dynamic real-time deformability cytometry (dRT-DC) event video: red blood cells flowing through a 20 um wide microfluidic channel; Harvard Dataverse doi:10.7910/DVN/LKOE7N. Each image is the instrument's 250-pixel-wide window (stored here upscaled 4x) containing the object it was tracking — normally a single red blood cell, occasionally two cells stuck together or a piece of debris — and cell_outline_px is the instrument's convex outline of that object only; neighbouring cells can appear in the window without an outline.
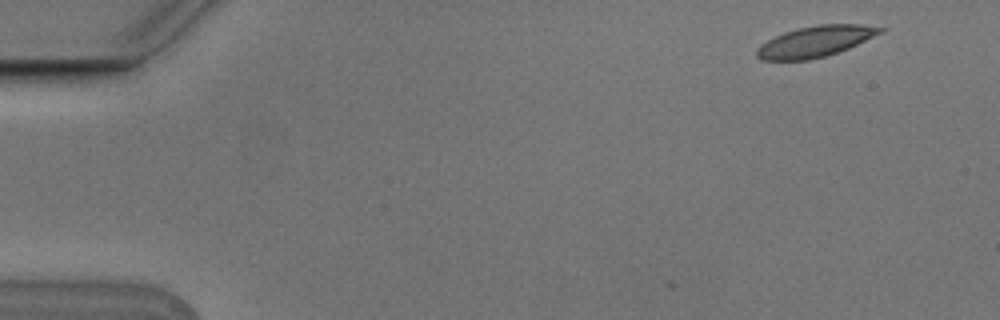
{"species": "Egyptian fruit bat (a non-hibernating species)", "species_latin": "Rousettus aegyptiacus", "temperature_condition": "cold", "stored_images_in_passage": 5, "camera_frame_rate_fps": 3000, "um_per_image_px": 0.085, "animal": {"sex": "male"}, "frame": {"image": 1, "passage_image": 1, "time_ms": 0.0, "image_size_px": [1000, 320], "cell_outline_px": [[884, 28], [880, 32], [848, 48], [824, 56], [808, 60], [760, 60], [756, 56], [756, 48], [760, 44], [784, 32], [796, 28], [816, 24], [860, 24]], "centroid_in_image_um": [69.21, 3.52], "position_along_channel_um": 15.8, "area_um2": 21.91}}
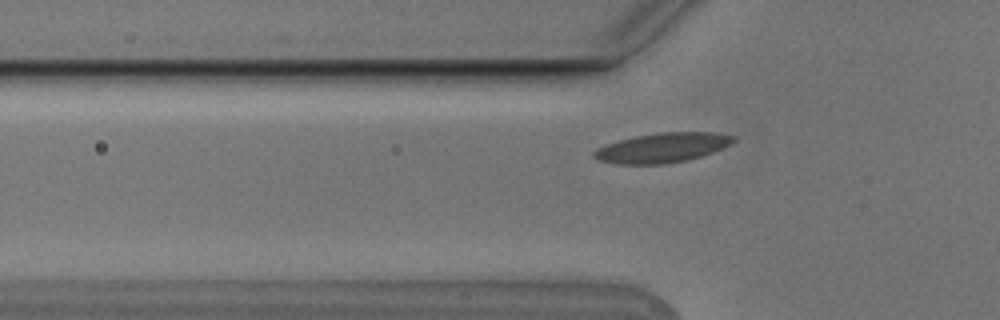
{"frame": {"image": 2, "passage_image": 5, "time_ms": 1.333, "image_size_px": [1000, 320], "cell_outline_px": [[736, 140], [712, 152], [688, 160], [664, 164], [620, 164], [600, 160], [592, 156], [592, 152], [596, 148], [620, 140], [636, 136], [660, 132], [712, 132], [736, 136]], "centroid_in_image_um": [56.29, 12.55], "position_along_channel_um": 69.5, "area_um2": 23.81}}